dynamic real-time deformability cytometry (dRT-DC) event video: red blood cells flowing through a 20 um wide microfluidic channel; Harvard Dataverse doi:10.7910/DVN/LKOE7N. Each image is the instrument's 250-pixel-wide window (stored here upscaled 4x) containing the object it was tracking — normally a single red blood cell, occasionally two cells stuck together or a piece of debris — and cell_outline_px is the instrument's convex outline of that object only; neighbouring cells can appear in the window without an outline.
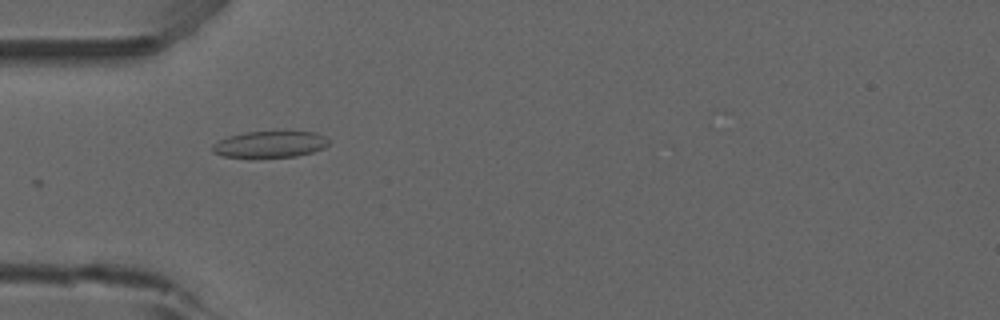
{"species": "common noctule bat (a hibernating species)", "species_latin": "Nyctalus noctula", "temperature_condition": "room temperature", "stored_images_in_passage": 9, "camera_frame_rate_fps": 3000, "um_per_image_px": 0.085, "animal": {"sex": "male", "forearm_length_mm": 52.5}, "frame": {"image": 1, "passage_image": 1, "time_ms": 0.0, "image_size_px": [1000, 320], "cell_outline_px": [[328, 144], [324, 148], [312, 152], [296, 156], [248, 160], [224, 156], [212, 152], [212, 144], [228, 136], [244, 132], [288, 128], [316, 132], [324, 136], [328, 140]], "centroid_in_image_um": [22.94, 12.25], "position_along_channel_um": 62.1, "area_um2": 19.54}}